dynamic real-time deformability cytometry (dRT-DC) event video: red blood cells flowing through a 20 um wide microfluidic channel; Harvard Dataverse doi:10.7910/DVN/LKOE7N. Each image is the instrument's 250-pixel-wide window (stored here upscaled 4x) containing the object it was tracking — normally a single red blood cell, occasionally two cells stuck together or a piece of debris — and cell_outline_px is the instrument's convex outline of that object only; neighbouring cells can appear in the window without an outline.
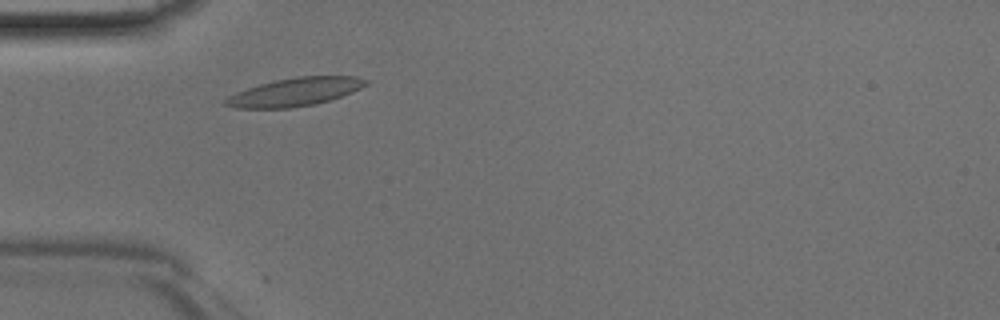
{"species": "Egyptian fruit bat (a non-hibernating species)", "species_latin": "Rousettus aegyptiacus", "temperature_condition": "room temperature", "stored_images_in_passage": 38, "camera_frame_rate_fps": 3000, "um_per_image_px": 0.085, "animal": {"sex": "male"}, "frame": {"image": 1, "passage_image": 6, "time_ms": 1.667, "image_size_px": [1000, 320], "cell_outline_px": [[372, 80], [368, 84], [352, 92], [316, 104], [292, 108], [236, 108], [220, 104], [228, 96], [236, 92], [260, 84], [276, 80], [296, 76], [356, 76]], "centroid_in_image_um": [25.07, 7.81], "position_along_channel_um": 59.9, "area_um2": 23.18}}
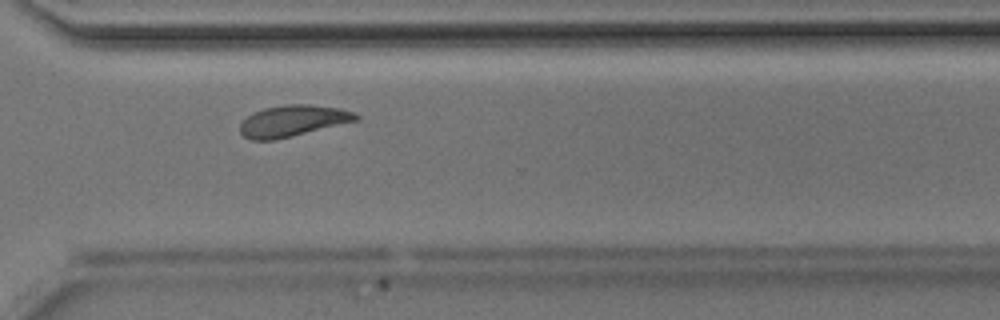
{"frame": {"image": 2, "passage_image": 26, "time_ms": 8.333, "image_size_px": [1000, 320], "cell_outline_px": [[360, 116], [356, 120], [276, 140], [248, 140], [240, 132], [240, 124], [252, 112], [264, 108], [284, 104], [308, 104], [340, 108], [356, 112]], "centroid_in_image_um": [24.85, 10.26], "position_along_channel_um": 345.7, "area_um2": 21.1}}
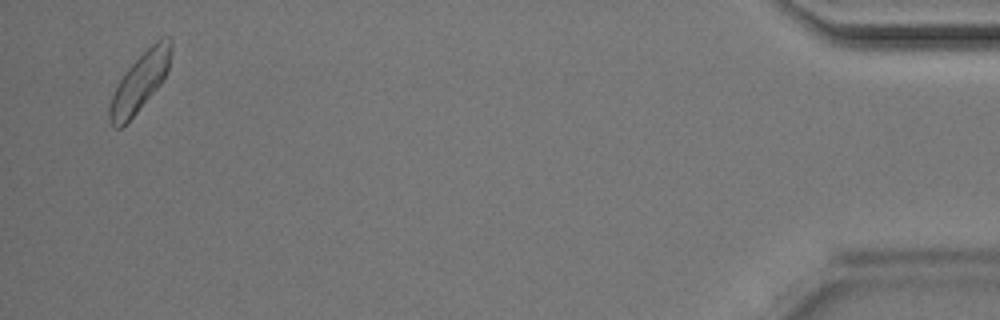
{"frame": {"image": 3, "passage_image": 37, "time_ms": 12.0, "image_size_px": [1000, 320], "cell_outline_px": [[172, 48], [168, 68], [160, 84], [136, 112], [120, 128], [116, 128], [108, 120], [108, 108], [112, 96], [124, 72], [160, 36], [168, 36], [172, 40]], "centroid_in_image_um": [11.89, 6.93], "position_along_channel_um": 423.3, "area_um2": 20.35}}